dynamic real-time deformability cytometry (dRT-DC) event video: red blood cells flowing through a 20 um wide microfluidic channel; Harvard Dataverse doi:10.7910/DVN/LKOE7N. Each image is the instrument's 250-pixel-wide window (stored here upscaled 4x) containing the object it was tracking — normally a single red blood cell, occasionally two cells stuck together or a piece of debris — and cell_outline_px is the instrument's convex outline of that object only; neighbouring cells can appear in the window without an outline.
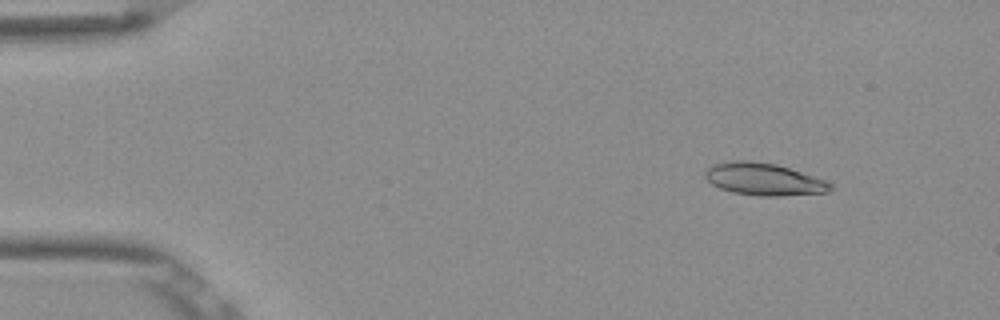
{"species": "Egyptian fruit bat (a non-hibernating species)", "species_latin": "Rousettus aegyptiacus", "temperature_condition": "room temperature", "stored_images_in_passage": 52, "camera_frame_rate_fps": 3000, "um_per_image_px": 0.085, "frame": {"image": 1, "passage_image": 6, "time_ms": 1.667, "image_size_px": [1000, 320], "cell_outline_px": [[832, 188], [828, 192], [780, 196], [760, 196], [732, 192], [720, 188], [712, 184], [704, 176], [704, 172], [708, 168], [716, 164], [736, 160], [748, 160], [776, 164], [824, 180], [832, 184]], "centroid_in_image_um": [64.9, 15.24], "position_along_channel_um": 20.1, "area_um2": 23.24}}
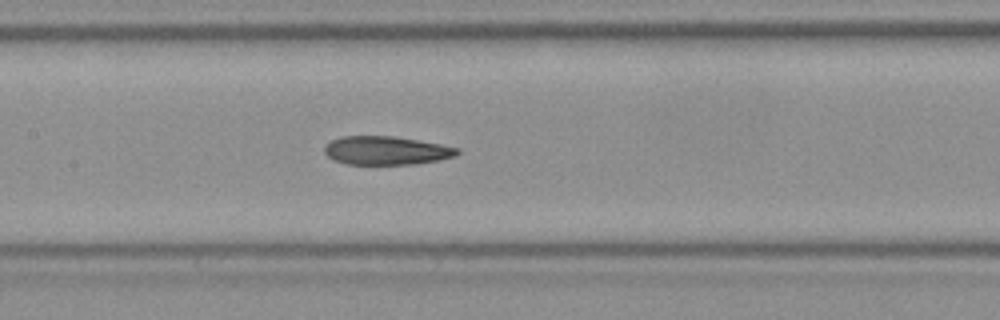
{"frame": {"image": 2, "passage_image": 25, "time_ms": 8.0, "image_size_px": [1000, 320], "cell_outline_px": [[460, 152], [456, 156], [440, 160], [416, 164], [348, 164], [332, 160], [324, 152], [324, 148], [332, 140], [340, 136], [392, 136], [440, 144], [460, 148]], "centroid_in_image_um": [32.85, 12.8], "position_along_channel_um": 174.6, "area_um2": 22.08}}
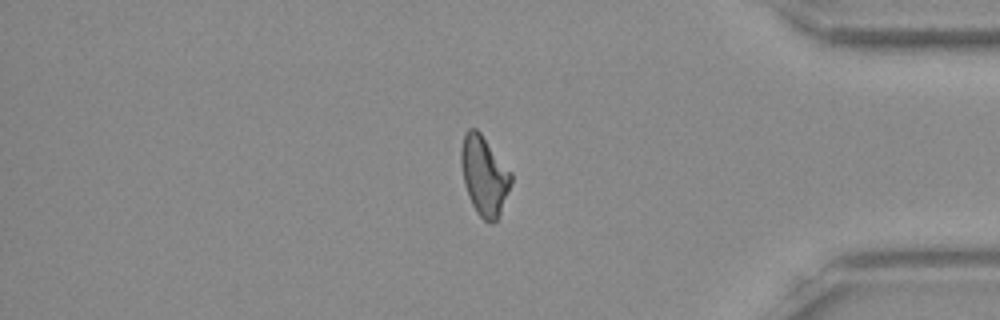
{"frame": {"image": 3, "passage_image": 44, "time_ms": 14.333, "image_size_px": [1000, 320], "cell_outline_px": [[512, 184], [500, 212], [496, 220], [492, 224], [488, 224], [476, 212], [472, 204], [464, 184], [460, 164], [460, 148], [464, 136], [468, 128], [476, 128], [480, 132], [512, 172]], "centroid_in_image_um": [41.15, 14.92], "position_along_channel_um": 394.0, "area_um2": 23.24}, "authors_computed_cell_mechanics": {"area_um2": 22.9466, "velocity_mm_per_s": 3.8827, "shape_relaxation_time_tau1_ms": 5.3021, "shape_relaxation_time_tau2_ms": 3.8252, "deformation_change_tau1": 0.1945, "deformation_change_tau2": 0.1429}}